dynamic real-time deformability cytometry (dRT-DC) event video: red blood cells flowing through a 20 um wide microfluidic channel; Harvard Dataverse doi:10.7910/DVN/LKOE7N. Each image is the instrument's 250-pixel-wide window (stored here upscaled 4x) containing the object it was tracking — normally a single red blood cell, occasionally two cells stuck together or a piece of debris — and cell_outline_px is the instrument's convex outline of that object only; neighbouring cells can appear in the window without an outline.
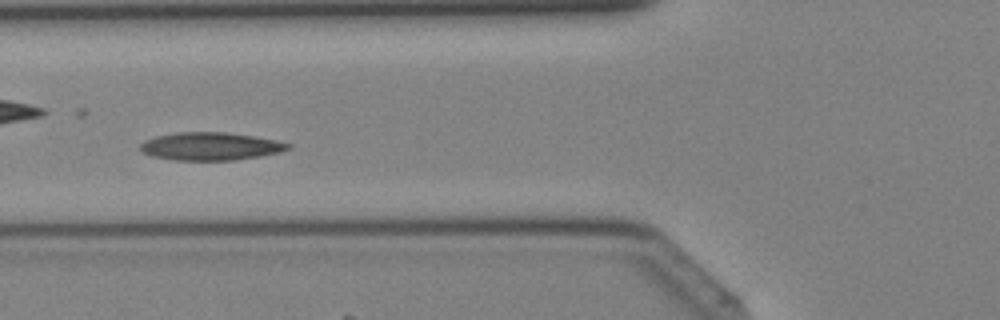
{"species": "Egyptian fruit bat (a non-hibernating species)", "species_latin": "Rousettus aegyptiacus", "temperature_condition": "cold", "stored_images_in_passage": 30, "camera_frame_rate_fps": 3000, "um_per_image_px": 0.085, "animal": {"sex": "female"}, "frame": {"image": 1, "passage_image": 5, "time_ms": 1.333, "image_size_px": [1000, 320], "cell_outline_px": [[292, 148], [280, 152], [260, 156], [236, 160], [172, 160], [152, 156], [140, 152], [140, 144], [144, 140], [156, 136], [176, 132], [228, 132], [276, 140], [292, 144]], "centroid_in_image_um": [17.88, 12.43], "position_along_channel_um": 107.9, "area_um2": 24.22}}
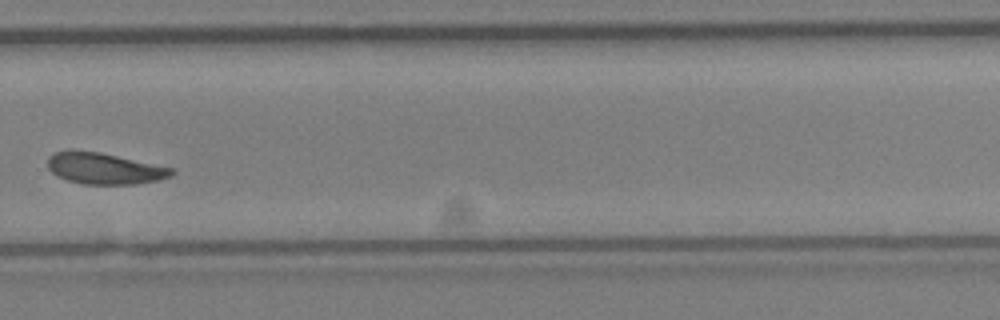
{"frame": {"image": 2, "passage_image": 18, "time_ms": 5.667, "image_size_px": [1000, 320], "cell_outline_px": [[176, 172], [172, 176], [156, 180], [136, 184], [84, 184], [68, 180], [56, 176], [48, 168], [48, 156], [56, 152], [100, 152], [172, 168]], "centroid_in_image_um": [8.89, 14.34], "position_along_channel_um": 320.9, "area_um2": 22.08}}